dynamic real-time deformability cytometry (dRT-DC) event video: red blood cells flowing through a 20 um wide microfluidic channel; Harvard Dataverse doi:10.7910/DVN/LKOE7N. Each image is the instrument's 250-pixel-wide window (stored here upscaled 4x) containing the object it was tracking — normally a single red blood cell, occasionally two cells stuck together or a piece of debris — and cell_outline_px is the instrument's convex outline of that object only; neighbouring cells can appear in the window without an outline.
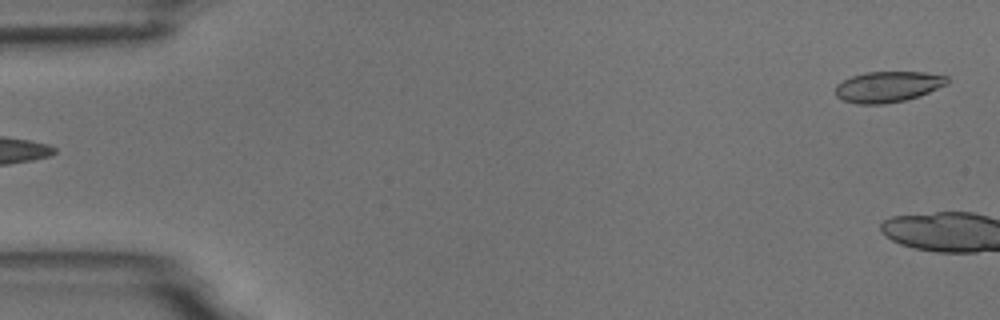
{"species": "common noctule bat (a hibernating species)", "species_latin": "Nyctalus noctula", "temperature_condition": "room temperature", "stored_images_in_passage": 2, "segment_of_instrument_passage": [2, 2], "camera_frame_rate_fps": 3000, "um_per_image_px": 0.085, "animal": {"sex": "male", "body_mass_g": 18.8}, "frame": {"image": 1, "passage_image": 2, "time_ms": 1.0, "image_size_px": [1000, 320], "cell_outline_px": [[948, 84], [928, 92], [904, 100], [884, 104], [856, 104], [844, 100], [836, 96], [836, 84], [852, 76], [868, 72], [924, 72], [948, 76]], "centroid_in_image_um": [75.46, 7.37], "position_along_channel_um": 9.5, "area_um2": 19.88}}